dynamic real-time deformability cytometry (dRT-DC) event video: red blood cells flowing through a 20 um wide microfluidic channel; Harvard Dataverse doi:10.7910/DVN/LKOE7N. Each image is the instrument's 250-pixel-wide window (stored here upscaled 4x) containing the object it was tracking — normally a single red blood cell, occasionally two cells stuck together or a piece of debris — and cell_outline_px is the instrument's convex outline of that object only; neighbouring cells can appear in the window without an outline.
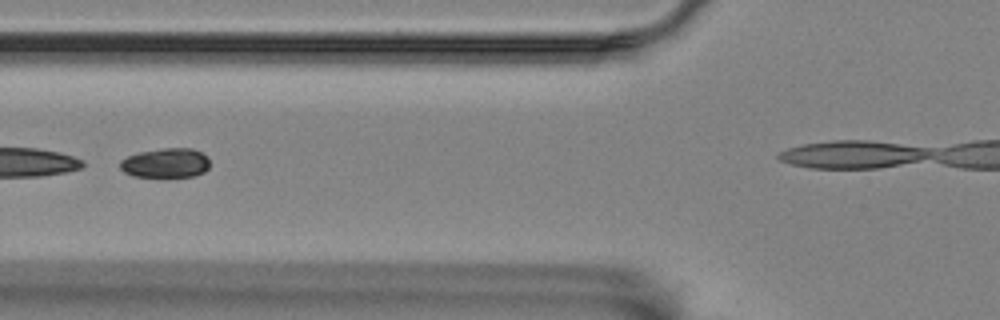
{"species": "Egyptian fruit bat (a non-hibernating species)", "species_latin": "Rousettus aegyptiacus", "temperature_condition": "room temperature", "stored_images_in_passage": 8, "camera_frame_rate_fps": 3000, "um_per_image_px": 0.085, "animal": {"sex": "female"}, "frame": {"image": 1, "passage_image": 3, "time_ms": 0.667, "image_size_px": [1000, 320], "cell_outline_px": [[208, 168], [204, 172], [192, 176], [132, 176], [124, 172], [120, 168], [120, 160], [128, 156], [140, 152], [164, 148], [192, 148], [208, 156]], "centroid_in_image_um": [14.08, 13.84], "position_along_channel_um": 111.7, "area_um2": 15.26}}
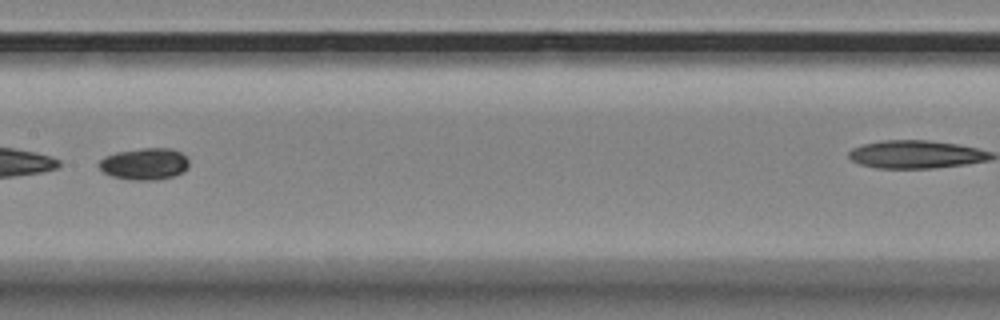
{"frame": {"image": 2, "passage_image": 5, "time_ms": 1.333, "image_size_px": [1000, 320], "cell_outline_px": [[188, 168], [184, 172], [172, 176], [156, 180], [132, 180], [112, 176], [104, 172], [96, 164], [104, 156], [116, 152], [140, 148], [172, 148], [180, 152], [188, 160]], "centroid_in_image_um": [12.27, 13.92], "position_along_channel_um": 195.1, "area_um2": 16.76}}